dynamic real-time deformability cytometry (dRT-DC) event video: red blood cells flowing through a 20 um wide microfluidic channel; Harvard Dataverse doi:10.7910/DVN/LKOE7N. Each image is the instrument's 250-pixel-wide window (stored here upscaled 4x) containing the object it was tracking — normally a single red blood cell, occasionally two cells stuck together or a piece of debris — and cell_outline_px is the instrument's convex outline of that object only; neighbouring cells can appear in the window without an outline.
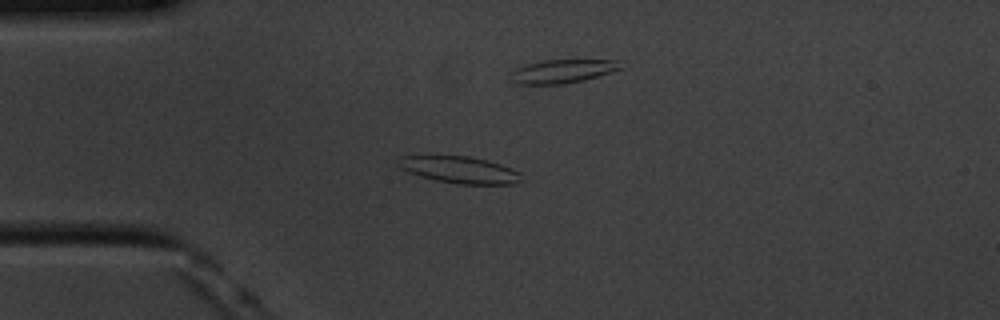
{"species": "common noctule bat (a hibernating species)", "species_latin": "Nyctalus noctula", "temperature_condition": "cold", "stored_images_in_passage": 25, "camera_frame_rate_fps": 3000, "um_per_image_px": 0.085, "animal": {"sex": "male", "body_mass_g": 20.1, "forearm_length_mm": 53.5}, "frame": {"image": 1, "passage_image": 14, "time_ms": 4.333, "image_size_px": [1000, 320], "cell_outline_px": [[520, 180], [512, 184], [460, 184], [436, 180], [420, 176], [408, 172], [400, 168], [396, 164], [396, 160], [400, 156], [468, 156], [488, 160], [512, 168], [520, 172]], "centroid_in_image_um": [39.03, 14.42], "position_along_channel_um": 46.0, "area_um2": 19.19}}